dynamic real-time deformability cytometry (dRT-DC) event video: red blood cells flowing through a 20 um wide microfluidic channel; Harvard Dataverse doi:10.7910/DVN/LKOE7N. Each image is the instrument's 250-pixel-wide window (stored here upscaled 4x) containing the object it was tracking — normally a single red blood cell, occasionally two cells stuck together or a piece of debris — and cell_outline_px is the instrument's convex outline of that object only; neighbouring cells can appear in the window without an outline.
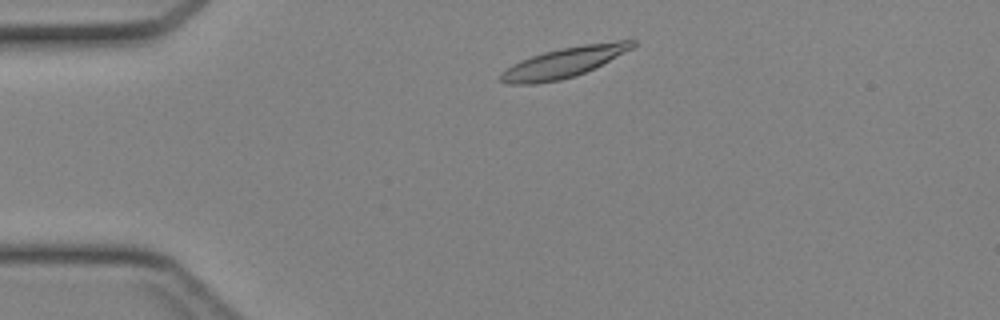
{"species": "Egyptian fruit bat (a non-hibernating species)", "species_latin": "Rousettus aegyptiacus", "temperature_condition": "cold", "stored_images_in_passage": 44, "camera_frame_rate_fps": 3000, "um_per_image_px": 0.085, "animal": {"sex": "female"}, "frame": {"image": 1, "passage_image": 7, "time_ms": 2.0, "image_size_px": [1000, 320], "cell_outline_px": [[636, 44], [632, 48], [596, 68], [560, 80], [536, 84], [508, 84], [500, 80], [500, 72], [512, 64], [520, 60], [544, 52], [560, 48], [584, 44], [616, 40], [636, 40]], "centroid_in_image_um": [47.92, 5.3], "position_along_channel_um": 37.1, "area_um2": 23.18}}
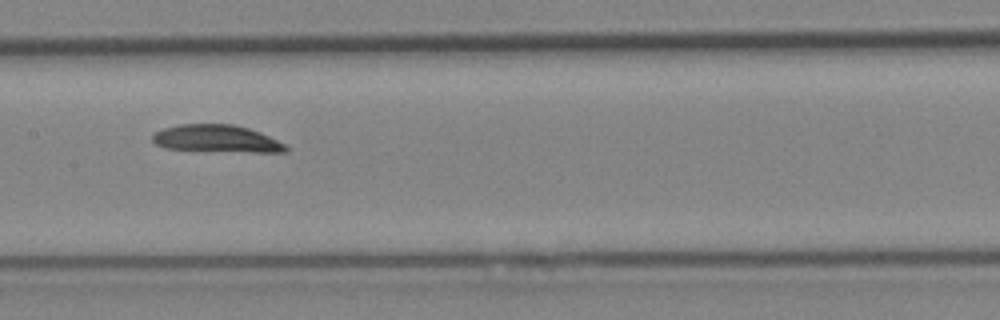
{"frame": {"image": 2, "passage_image": 21, "time_ms": 6.667, "image_size_px": [1000, 320], "cell_outline_px": [[288, 152], [252, 152], [164, 148], [156, 144], [152, 140], [152, 136], [156, 132], [164, 128], [180, 124], [232, 124], [248, 128], [260, 132], [284, 144], [288, 148]], "centroid_in_image_um": [18.42, 11.78], "position_along_channel_um": 189.0, "area_um2": 20.92}}
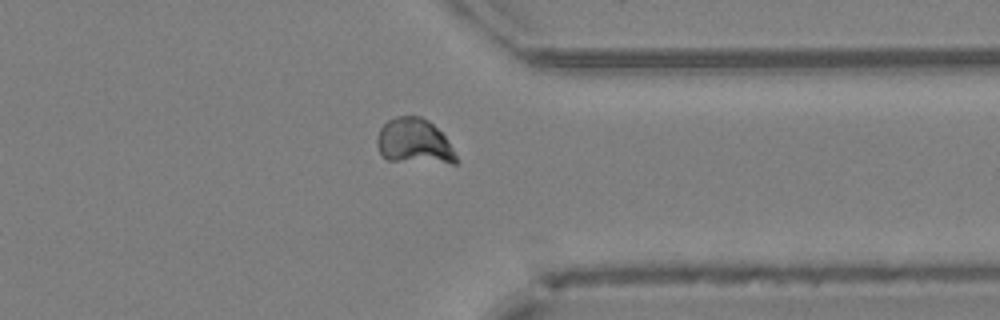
{"frame": {"image": 3, "passage_image": 34, "time_ms": 11.0, "image_size_px": [1000, 320], "cell_outline_px": [[456, 164], [452, 164], [388, 160], [380, 156], [376, 144], [376, 140], [380, 128], [388, 120], [396, 116], [420, 116], [428, 120], [448, 140], [456, 156]], "centroid_in_image_um": [35.17, 12.03], "position_along_channel_um": 376.2, "area_um2": 20.98}}